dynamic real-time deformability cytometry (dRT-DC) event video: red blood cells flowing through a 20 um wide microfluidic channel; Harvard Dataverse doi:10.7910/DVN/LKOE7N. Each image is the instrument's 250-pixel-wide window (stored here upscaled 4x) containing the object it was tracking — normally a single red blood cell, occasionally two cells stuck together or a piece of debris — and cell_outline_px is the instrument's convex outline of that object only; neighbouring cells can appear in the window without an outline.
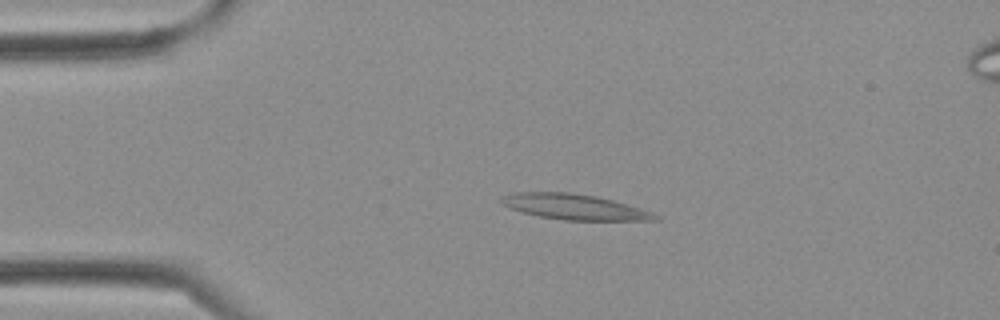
{"species": "Egyptian fruit bat (a non-hibernating species)", "species_latin": "Rousettus aegyptiacus", "temperature_condition": "cold", "stored_images_in_passage": 2, "camera_frame_rate_fps": 3000, "um_per_image_px": 0.085, "frame": {"image": 1, "passage_image": 1, "time_ms": 0.0, "image_size_px": [1000, 320], "cell_outline_px": [[660, 220], [564, 220], [540, 216], [520, 212], [504, 204], [500, 200], [500, 196], [512, 192], [568, 192], [596, 196], [612, 200], [640, 208], [652, 212], [660, 216]], "centroid_in_image_um": [48.81, 17.58], "position_along_channel_um": 36.2, "area_um2": 22.72}}